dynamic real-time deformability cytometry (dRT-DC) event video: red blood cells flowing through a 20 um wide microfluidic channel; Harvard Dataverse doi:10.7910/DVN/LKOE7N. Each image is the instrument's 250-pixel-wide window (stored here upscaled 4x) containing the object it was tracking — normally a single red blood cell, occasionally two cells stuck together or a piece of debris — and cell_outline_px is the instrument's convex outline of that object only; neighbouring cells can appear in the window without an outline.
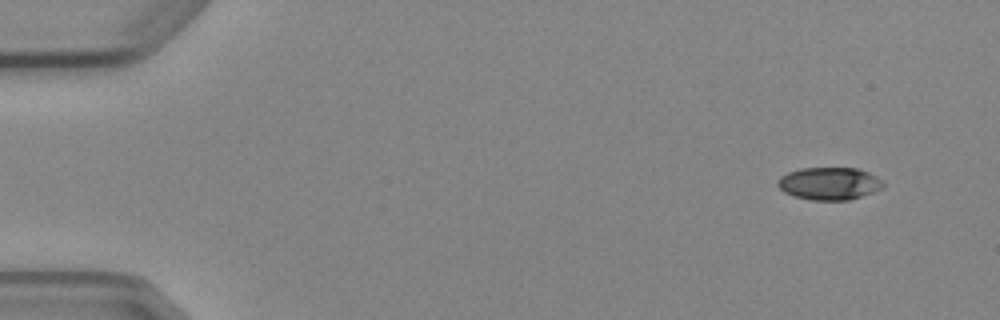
{"species": "Egyptian fruit bat (a non-hibernating species)", "species_latin": "Rousettus aegyptiacus", "temperature_condition": "cold", "stored_images_in_passage": 5, "camera_frame_rate_fps": 3000, "um_per_image_px": 0.085, "animal": {"sex": "female"}, "frame": {"image": 1, "passage_image": 1, "time_ms": 0.0, "image_size_px": [1000, 320], "cell_outline_px": [[884, 184], [880, 188], [872, 192], [848, 200], [812, 200], [792, 196], [784, 192], [776, 184], [776, 180], [780, 176], [788, 172], [800, 168], [856, 168], [868, 172], [876, 176]], "centroid_in_image_um": [70.42, 15.59], "position_along_channel_um": 14.6, "area_um2": 19.94}}
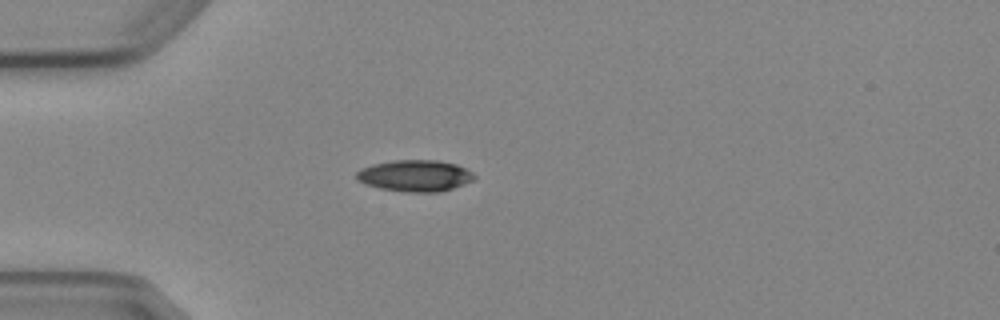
{"frame": {"image": 2, "passage_image": 4, "time_ms": 3.667, "image_size_px": [1000, 320], "cell_outline_px": [[476, 176], [472, 180], [464, 184], [440, 192], [404, 192], [380, 188], [364, 184], [356, 180], [356, 172], [360, 168], [372, 164], [392, 160], [436, 160], [456, 164], [472, 172]], "centroid_in_image_um": [35.23, 14.93], "position_along_channel_um": 49.8, "area_um2": 21.73}}